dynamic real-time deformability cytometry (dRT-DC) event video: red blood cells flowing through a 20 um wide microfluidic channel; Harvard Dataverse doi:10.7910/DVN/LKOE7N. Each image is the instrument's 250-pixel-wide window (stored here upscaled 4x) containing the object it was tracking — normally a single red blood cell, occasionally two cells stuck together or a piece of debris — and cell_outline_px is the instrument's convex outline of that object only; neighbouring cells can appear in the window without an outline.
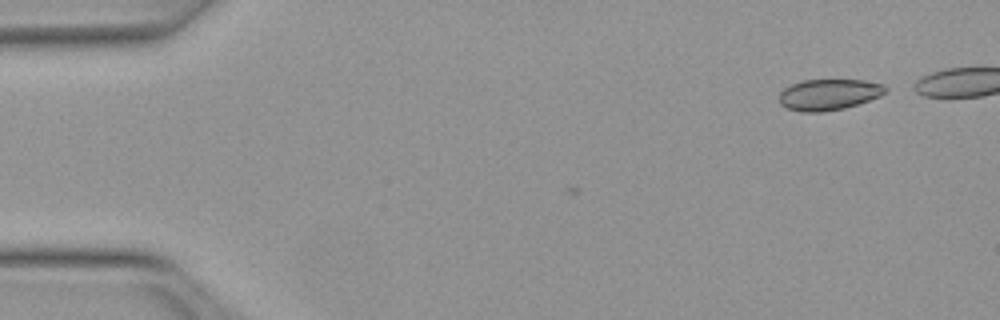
{"species": "Egyptian fruit bat (a non-hibernating species)", "species_latin": "Rousettus aegyptiacus", "temperature_condition": "warm", "stored_images_in_passage": 3, "camera_frame_rate_fps": 3000, "um_per_image_px": 0.085, "animal": {"sex": "female"}, "frame": {"image": 1, "passage_image": 3, "time_ms": 0.667, "image_size_px": [1000, 320], "cell_outline_px": [[888, 88], [880, 96], [844, 108], [824, 112], [800, 112], [788, 108], [780, 104], [780, 92], [784, 88], [792, 84], [804, 80], [864, 80], [884, 84]], "centroid_in_image_um": [70.44, 8.03], "position_along_channel_um": 14.6, "area_um2": 19.13}}